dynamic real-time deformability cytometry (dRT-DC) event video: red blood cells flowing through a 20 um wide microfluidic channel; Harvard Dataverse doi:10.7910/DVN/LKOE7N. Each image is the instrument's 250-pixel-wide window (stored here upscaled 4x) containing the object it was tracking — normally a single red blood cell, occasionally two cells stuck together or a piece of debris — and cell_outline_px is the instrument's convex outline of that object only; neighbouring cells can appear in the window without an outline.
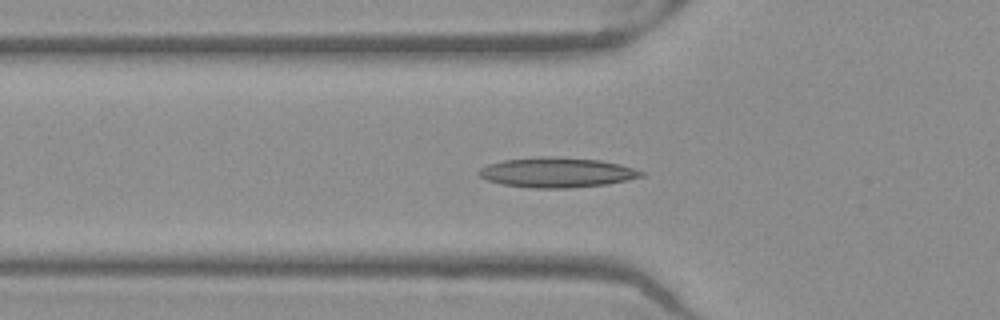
{"species": "Egyptian fruit bat (a non-hibernating species)", "species_latin": "Rousettus aegyptiacus", "temperature_condition": "warm", "stored_images_in_passage": 41, "camera_frame_rate_fps": 3000, "um_per_image_px": 0.085, "frame": {"image": 1, "passage_image": 6, "time_ms": 1.667, "image_size_px": [1000, 320], "cell_outline_px": [[644, 176], [628, 180], [608, 184], [568, 188], [536, 188], [504, 184], [488, 180], [480, 176], [476, 172], [480, 168], [488, 164], [504, 160], [540, 156], [544, 156], [600, 160], [620, 164], [644, 172]], "centroid_in_image_um": [47.34, 14.66], "position_along_channel_um": 78.5, "area_um2": 28.15}}
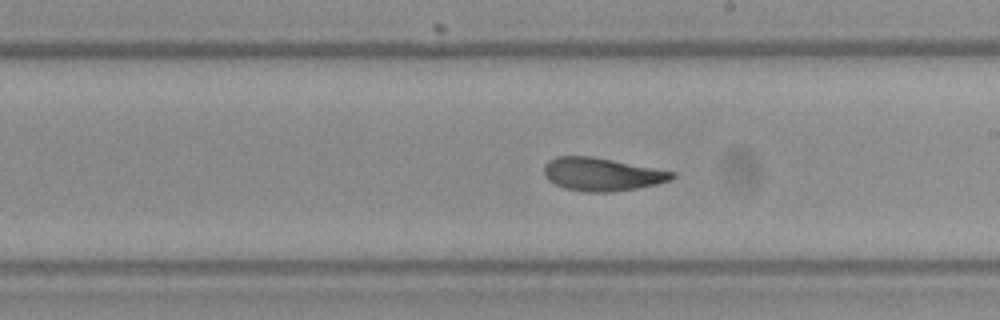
{"frame": {"image": 2, "passage_image": 18, "time_ms": 5.667, "image_size_px": [1000, 320], "cell_outline_px": [[676, 176], [668, 180], [656, 184], [636, 188], [612, 192], [588, 192], [564, 188], [548, 180], [544, 176], [544, 164], [548, 160], [556, 156], [592, 156], [676, 172]], "centroid_in_image_um": [51.12, 14.81], "position_along_channel_um": 237.9, "area_um2": 24.62}}
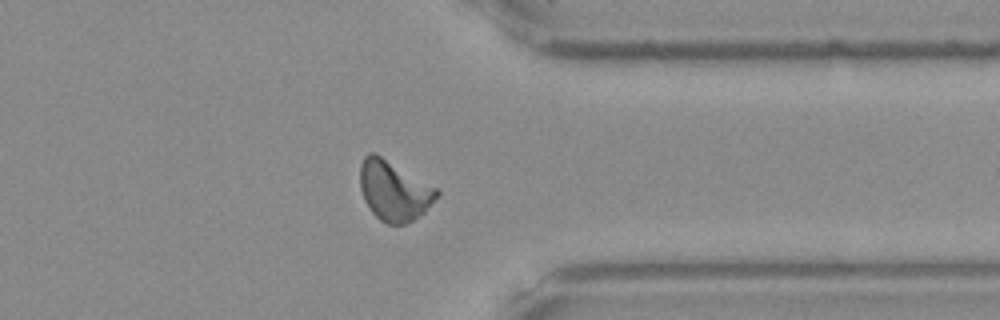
{"frame": {"image": 3, "passage_image": 29, "time_ms": 9.333, "image_size_px": [1000, 320], "cell_outline_px": [[440, 196], [424, 212], [412, 220], [404, 224], [388, 224], [380, 220], [372, 212], [364, 200], [360, 188], [360, 164], [364, 156], [368, 152], [376, 152], [436, 188], [440, 192]], "centroid_in_image_um": [33.47, 16.19], "position_along_channel_um": 377.9, "area_um2": 26.82}, "authors_computed_cell_mechanics": {"area_um2": 24.9696, "velocity_mm_per_s": 3.9571, "shape_relaxation_time_tau1_ms": 6.1204, "shape_relaxation_time_tau2_ms": 1.4284, "deformation_change_tau1": 0.1684, "deformation_change_tau2": 0.0888}}